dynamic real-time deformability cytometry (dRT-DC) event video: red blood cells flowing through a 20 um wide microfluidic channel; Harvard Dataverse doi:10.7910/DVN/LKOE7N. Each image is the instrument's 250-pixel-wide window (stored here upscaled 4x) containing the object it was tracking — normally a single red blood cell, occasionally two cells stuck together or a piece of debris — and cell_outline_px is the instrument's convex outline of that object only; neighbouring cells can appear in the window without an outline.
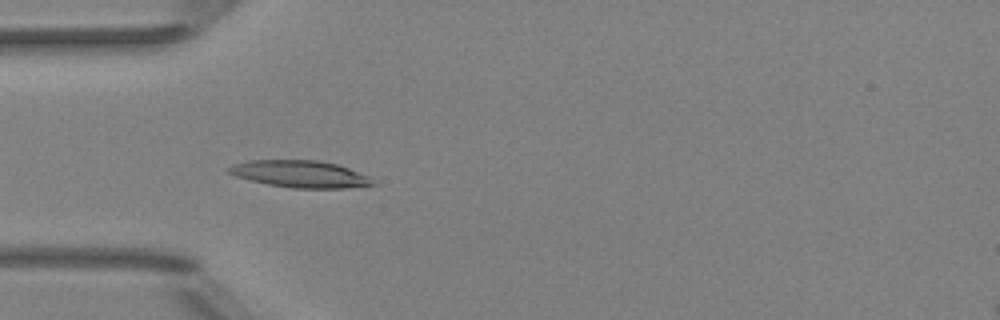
{"species": "Egyptian fruit bat (a non-hibernating species)", "species_latin": "Rousettus aegyptiacus", "temperature_condition": "room temperature", "stored_images_in_passage": 43, "camera_frame_rate_fps": 3000, "um_per_image_px": 0.085, "animal": {"sex": "female"}, "frame": {"image": 1, "passage_image": 7, "time_ms": 2.0, "image_size_px": [1000, 320], "cell_outline_px": [[376, 184], [348, 188], [292, 188], [268, 184], [236, 176], [228, 172], [228, 168], [232, 164], [248, 160], [316, 160], [336, 164], [348, 168], [368, 176]], "centroid_in_image_um": [25.5, 14.79], "position_along_channel_um": 59.5, "area_um2": 22.43}}
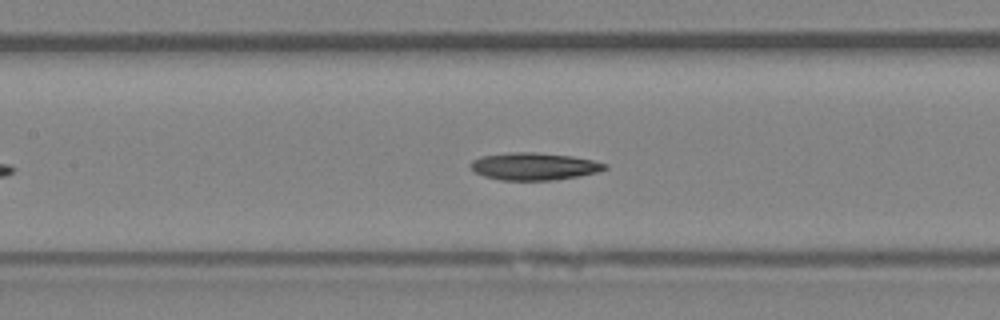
{"frame": {"image": 2, "passage_image": 15, "time_ms": 4.667, "image_size_px": [1000, 320], "cell_outline_px": [[608, 168], [596, 172], [576, 176], [552, 180], [500, 180], [484, 176], [476, 172], [472, 168], [472, 160], [480, 156], [516, 152], [536, 152], [572, 156], [592, 160], [608, 164]], "centroid_in_image_um": [45.4, 14.13], "position_along_channel_um": 162.0, "area_um2": 21.15}}
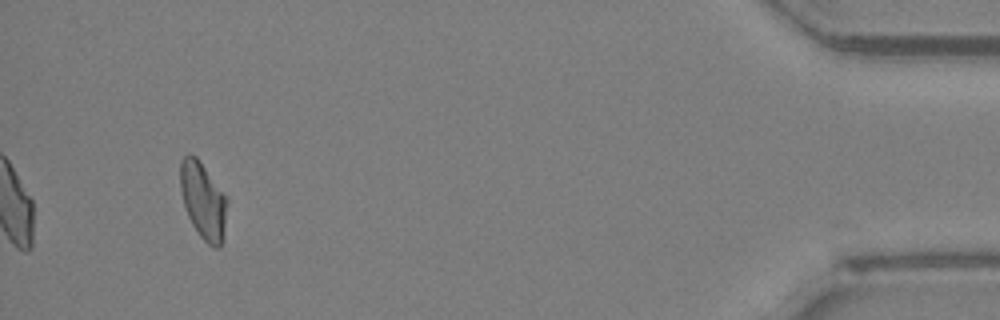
{"frame": {"image": 3, "passage_image": 40, "time_ms": 13.0, "image_size_px": [1000, 320], "cell_outline_px": [[228, 200], [220, 248], [212, 248], [200, 236], [192, 224], [184, 208], [180, 188], [180, 160], [188, 152], [196, 156], [200, 160], [228, 196]], "centroid_in_image_um": [17.26, 16.99], "position_along_channel_um": 417.9, "area_um2": 21.27}, "authors_computed_cell_mechanics": {"area_um2": 21.386, "velocity_mm_per_s": 3.9643, "shape_relaxation_time_tau1_ms": 5.4943, "shape_relaxation_time_tau2_ms": 11.089, "deformation_change_tau1": 0.1566, "deformation_change_tau2": 0.2081}}